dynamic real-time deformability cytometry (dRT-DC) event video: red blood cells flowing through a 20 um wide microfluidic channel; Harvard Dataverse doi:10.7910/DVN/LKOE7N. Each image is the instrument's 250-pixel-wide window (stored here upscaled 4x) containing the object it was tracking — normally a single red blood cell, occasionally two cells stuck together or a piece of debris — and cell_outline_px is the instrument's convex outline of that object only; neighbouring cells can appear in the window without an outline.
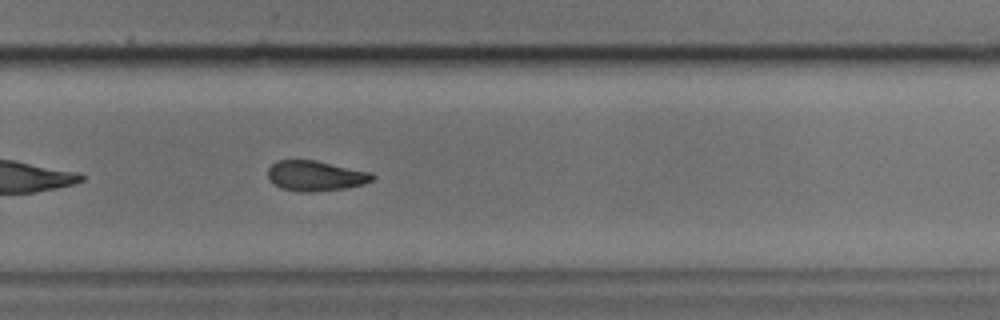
{"species": "common noctule bat (a hibernating species)", "species_latin": "Nyctalus noctula", "temperature_condition": "cold", "stored_images_in_passage": 34, "camera_frame_rate_fps": 3000, "um_per_image_px": 0.085, "animal": {"sex": "male", "body_mass_g": 17.9, "forearm_length_mm": 54.2}, "frame": {"image": 1, "passage_image": 20, "time_ms": 6.333, "image_size_px": [1000, 320], "cell_outline_px": [[376, 176], [372, 180], [364, 184], [344, 188], [312, 192], [300, 192], [280, 188], [268, 180], [268, 168], [276, 160], [316, 160], [372, 172]], "centroid_in_image_um": [26.81, 14.94], "position_along_channel_um": 303.0, "area_um2": 18.61}}